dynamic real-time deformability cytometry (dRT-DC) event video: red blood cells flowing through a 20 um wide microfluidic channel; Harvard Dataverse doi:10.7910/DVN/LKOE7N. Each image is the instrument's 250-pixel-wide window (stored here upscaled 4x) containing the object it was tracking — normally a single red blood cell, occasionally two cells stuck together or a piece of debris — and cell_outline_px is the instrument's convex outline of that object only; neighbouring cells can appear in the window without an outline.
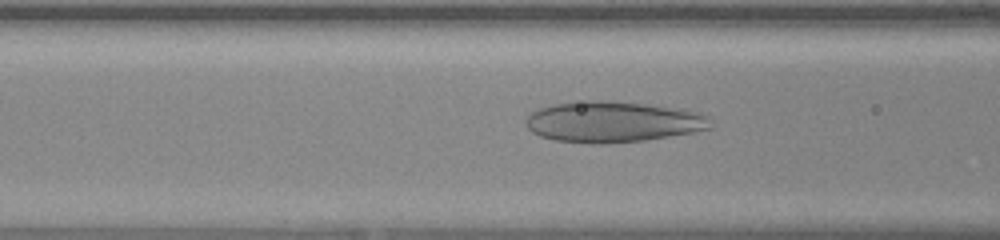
{"species": "human", "species_latin": "Homo sapiens", "temperature_condition": "warm", "stored_images_in_passage": 52, "camera_frame_rate_fps": 3000, "um_per_image_px": 0.085, "donor": {"sex": "female"}, "frame": {"image": 1, "passage_image": 22, "time_ms": 7.0, "image_size_px": [1000, 240], "cell_outline_px": [[712, 128], [692, 132], [644, 140], [604, 144], [592, 144], [556, 140], [540, 136], [532, 132], [524, 124], [524, 116], [536, 108], [552, 104], [588, 100], [608, 100], [688, 108], [700, 112], [708, 116], [712, 124]], "centroid_in_image_um": [52.08, 10.33], "position_along_channel_um": 114.5, "area_um2": 44.85}}
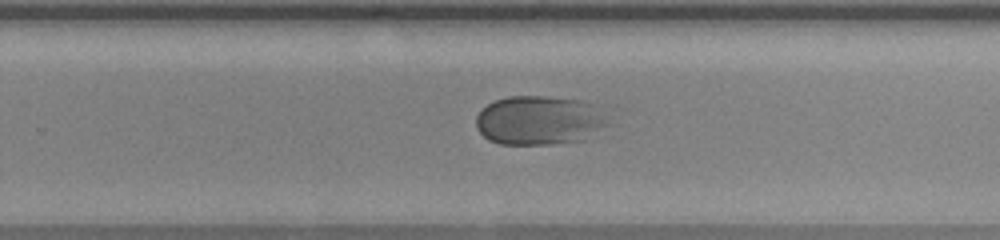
{"frame": {"image": 2, "passage_image": 35, "time_ms": 11.333, "image_size_px": [1000, 240], "cell_outline_px": [[624, 108], [612, 124], [584, 140], [552, 144], [500, 144], [488, 140], [476, 128], [476, 116], [488, 104], [496, 100], [508, 96], [548, 96], [584, 100]], "centroid_in_image_um": [46.2, 10.19], "position_along_channel_um": 283.6, "area_um2": 40.4}}
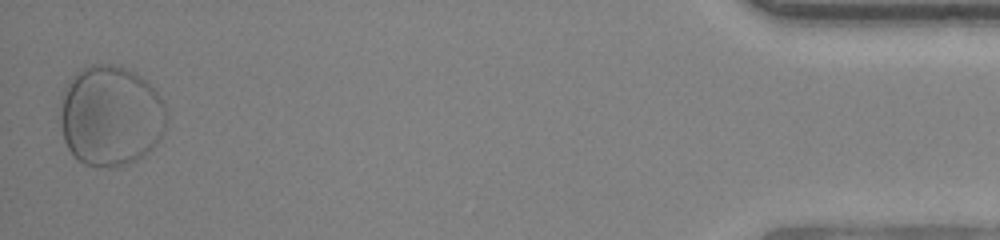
{"frame": {"image": 3, "passage_image": 52, "time_ms": 17.0, "image_size_px": [1000, 240], "cell_outline_px": [[168, 124], [164, 132], [156, 144], [144, 156], [136, 160], [116, 168], [108, 168], [84, 164], [68, 148], [64, 140], [60, 124], [60, 96], [64, 88], [76, 72], [92, 64], [116, 64], [128, 68], [140, 76], [156, 88], [168, 112]], "centroid_in_image_um": [9.43, 9.84], "position_along_channel_um": 425.8, "area_um2": 63.35}}